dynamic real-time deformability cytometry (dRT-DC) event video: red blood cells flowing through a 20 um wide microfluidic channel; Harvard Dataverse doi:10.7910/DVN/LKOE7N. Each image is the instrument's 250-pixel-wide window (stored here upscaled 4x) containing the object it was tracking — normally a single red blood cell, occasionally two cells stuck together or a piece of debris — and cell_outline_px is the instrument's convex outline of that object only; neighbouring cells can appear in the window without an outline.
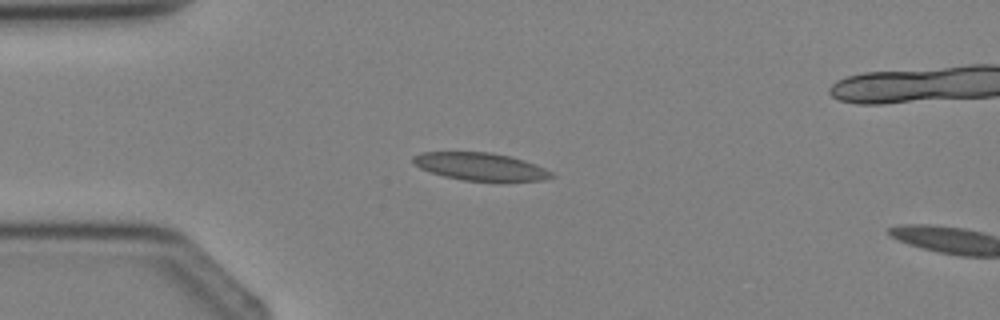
{"species": "Egyptian fruit bat (a non-hibernating species)", "species_latin": "Rousettus aegyptiacus", "temperature_condition": "cold", "stored_images_in_passage": 3, "camera_frame_rate_fps": 3000, "um_per_image_px": 0.085, "animal": {"sex": "female"}, "frame": {"image": 1, "passage_image": 2, "time_ms": 1.0, "image_size_px": [1000, 320], "cell_outline_px": [[556, 176], [544, 180], [464, 180], [444, 176], [420, 168], [412, 160], [412, 156], [420, 152], [492, 152], [524, 160], [536, 164], [552, 172]], "centroid_in_image_um": [40.83, 14.14], "position_along_channel_um": 44.2, "area_um2": 21.96}}